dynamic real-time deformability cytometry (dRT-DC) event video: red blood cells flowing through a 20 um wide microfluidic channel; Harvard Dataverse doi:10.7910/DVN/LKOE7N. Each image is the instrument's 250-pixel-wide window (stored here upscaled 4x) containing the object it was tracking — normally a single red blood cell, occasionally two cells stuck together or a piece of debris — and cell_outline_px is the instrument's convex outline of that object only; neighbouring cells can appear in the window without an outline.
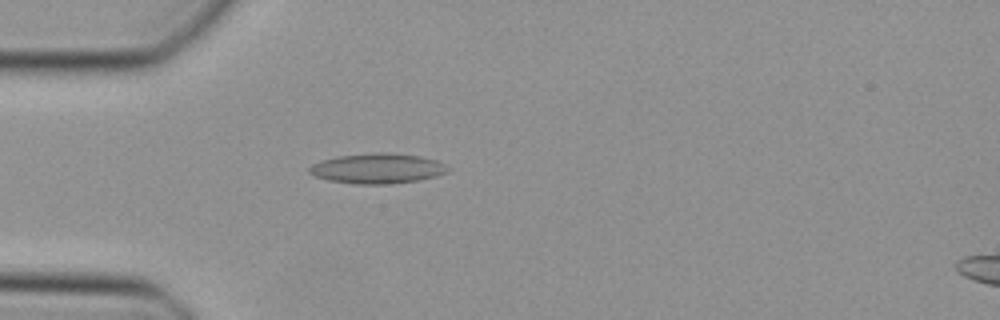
{"species": "Egyptian fruit bat (a non-hibernating species)", "species_latin": "Rousettus aegyptiacus", "temperature_condition": "cold", "stored_images_in_passage": 36, "camera_frame_rate_fps": 3000, "um_per_image_px": 0.085, "animal": {"sex": "female"}, "frame": {"image": 1, "passage_image": 2, "time_ms": 0.333, "image_size_px": [1000, 320], "cell_outline_px": [[452, 168], [448, 172], [436, 176], [420, 180], [392, 184], [352, 184], [328, 180], [316, 176], [308, 172], [308, 168], [312, 164], [320, 160], [336, 156], [376, 152], [380, 152], [420, 156], [436, 160]], "centroid_in_image_um": [32.08, 14.32], "position_along_channel_um": 52.9, "area_um2": 24.57}}
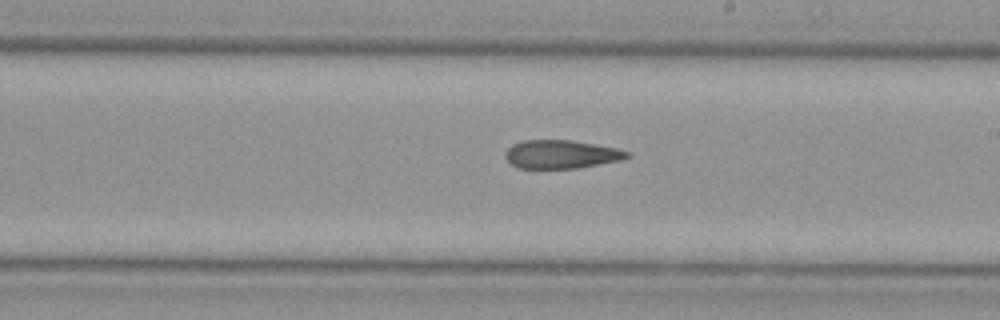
{"frame": {"image": 2, "passage_image": 16, "time_ms": 5.0, "image_size_px": [1000, 320], "cell_outline_px": [[632, 156], [620, 160], [576, 168], [520, 168], [512, 164], [504, 156], [504, 152], [512, 144], [524, 140], [568, 140], [616, 148], [632, 152]], "centroid_in_image_um": [47.7, 13.11], "position_along_channel_um": 241.3, "area_um2": 20.0}}
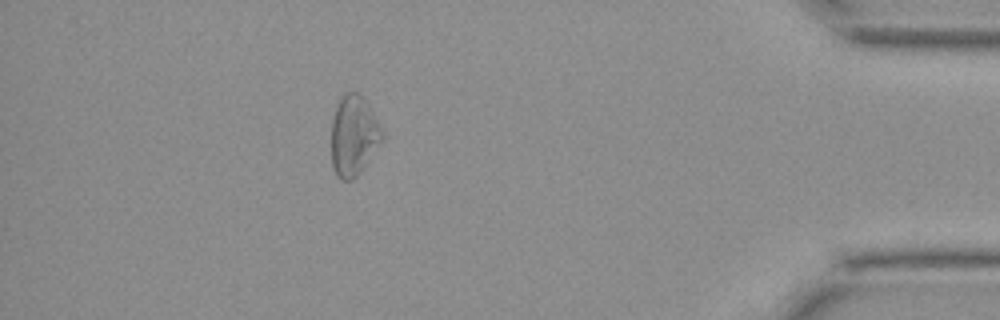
{"frame": {"image": 3, "passage_image": 31, "time_ms": 10.0, "image_size_px": [1000, 320], "cell_outline_px": [[384, 136], [360, 172], [352, 180], [340, 180], [336, 176], [332, 168], [332, 120], [336, 108], [340, 100], [348, 92], [356, 92], [368, 104], [380, 124], [384, 132]], "centroid_in_image_um": [30.05, 11.56], "position_along_channel_um": 405.1, "area_um2": 23.35}}